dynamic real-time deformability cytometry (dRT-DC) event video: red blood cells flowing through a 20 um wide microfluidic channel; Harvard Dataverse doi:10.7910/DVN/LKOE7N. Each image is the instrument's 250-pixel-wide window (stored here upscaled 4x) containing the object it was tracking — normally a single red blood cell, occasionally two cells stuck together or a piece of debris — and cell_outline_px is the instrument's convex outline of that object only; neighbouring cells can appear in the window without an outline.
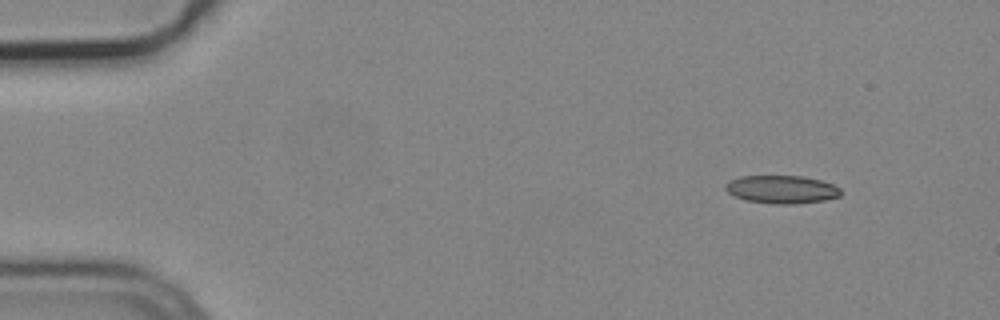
{"species": "common noctule bat (a hibernating species)", "species_latin": "Nyctalus noctula", "temperature_condition": "cold", "stored_images_in_passage": 3, "camera_frame_rate_fps": 3000, "um_per_image_px": 0.085, "animal": {"sex": "male", "body_mass_g": 19.2, "forearm_length_mm": 51.8}, "frame": {"image": 1, "passage_image": 1, "time_ms": 0.0, "image_size_px": [1000, 320], "cell_outline_px": [[840, 196], [824, 200], [796, 204], [776, 204], [748, 200], [736, 196], [728, 192], [724, 188], [724, 184], [740, 176], [800, 176], [820, 180], [832, 184], [840, 188]], "centroid_in_image_um": [66.45, 16.1], "position_along_channel_um": 18.6, "area_um2": 18.61}}
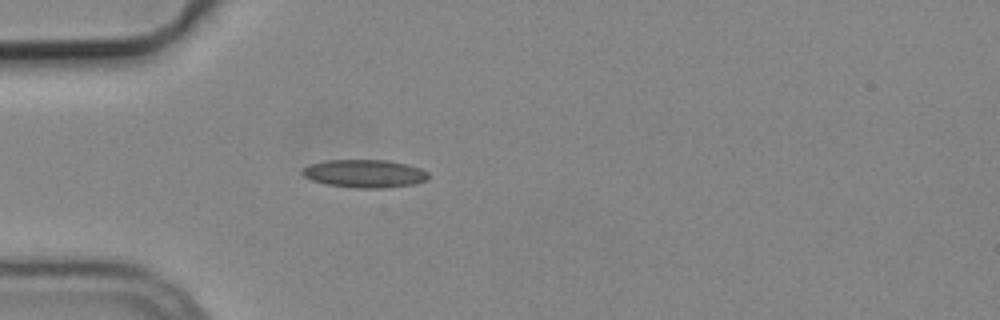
{"frame": {"image": 2, "passage_image": 3, "time_ms": 0.667, "image_size_px": [1000, 320], "cell_outline_px": [[428, 180], [416, 184], [384, 188], [356, 188], [328, 184], [312, 180], [304, 176], [300, 172], [304, 168], [312, 164], [328, 160], [388, 160], [408, 164], [420, 168], [428, 172]], "centroid_in_image_um": [31.05, 14.76], "position_along_channel_um": 54.0, "area_um2": 20.58}}